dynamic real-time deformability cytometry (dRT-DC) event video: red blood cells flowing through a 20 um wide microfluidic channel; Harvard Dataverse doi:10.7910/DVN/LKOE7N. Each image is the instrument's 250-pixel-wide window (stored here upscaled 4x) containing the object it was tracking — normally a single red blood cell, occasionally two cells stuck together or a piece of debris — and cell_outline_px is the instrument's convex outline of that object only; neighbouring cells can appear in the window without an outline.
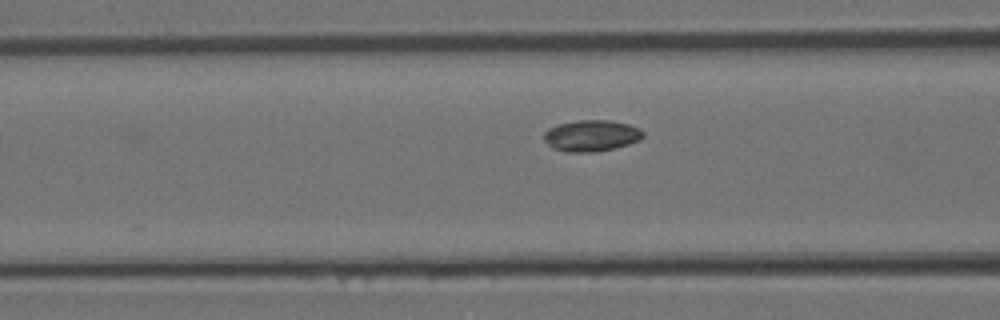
{"species": "Egyptian fruit bat (a non-hibernating species)", "species_latin": "Rousettus aegyptiacus", "temperature_condition": "room temperature", "stored_images_in_passage": 3, "camera_frame_rate_fps": 3000, "um_per_image_px": 0.085, "animal": {"sex": "female"}, "frame": {"image": 1, "passage_image": 3, "time_ms": 0.667, "image_size_px": [1000, 320], "cell_outline_px": [[644, 136], [640, 140], [616, 148], [596, 152], [564, 152], [552, 148], [544, 140], [544, 132], [548, 128], [556, 124], [576, 120], [608, 120], [628, 124], [640, 128], [644, 132]], "centroid_in_image_um": [50.25, 11.53], "position_along_channel_um": 116.3, "area_um2": 18.38}}